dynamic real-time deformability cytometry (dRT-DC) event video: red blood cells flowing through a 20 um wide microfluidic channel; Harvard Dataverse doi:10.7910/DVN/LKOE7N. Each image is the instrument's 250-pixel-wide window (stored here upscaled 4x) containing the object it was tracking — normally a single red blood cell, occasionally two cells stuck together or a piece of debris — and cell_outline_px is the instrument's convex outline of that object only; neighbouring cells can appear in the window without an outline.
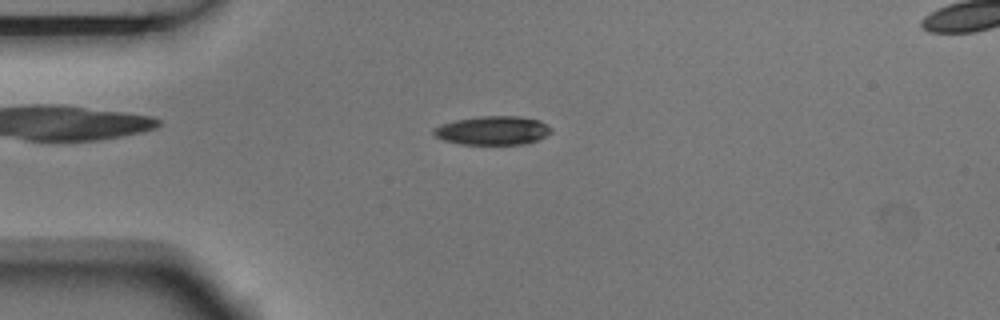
{"species": "Egyptian fruit bat (a non-hibernating species)", "species_latin": "Rousettus aegyptiacus", "temperature_condition": "room temperature", "stored_images_in_passage": 5, "camera_frame_rate_fps": 3000, "um_per_image_px": 0.085, "animal": {"sex": "male"}, "frame": {"image": 1, "passage_image": 3, "time_ms": 0.667, "image_size_px": [1000, 320], "cell_outline_px": [[552, 132], [536, 140], [524, 144], [460, 144], [444, 140], [436, 136], [432, 132], [432, 128], [440, 124], [456, 120], [480, 116], [520, 116], [540, 120], [552, 128]], "centroid_in_image_um": [41.87, 11.08], "position_along_channel_um": 43.1, "area_um2": 19.71}}
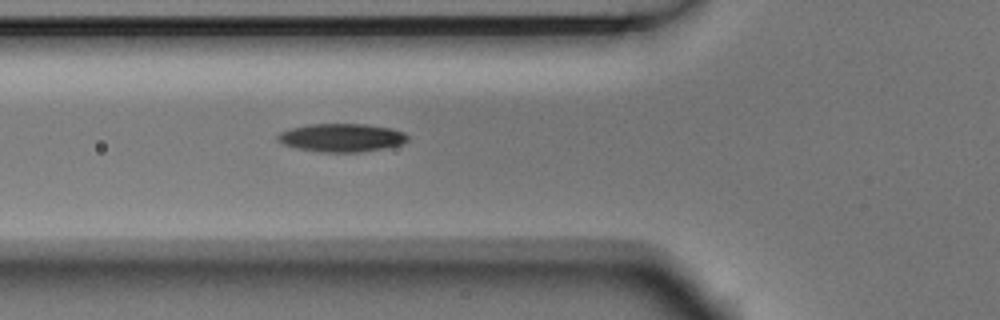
{"frame": {"image": 2, "passage_image": 5, "time_ms": 1.333, "image_size_px": [1000, 320], "cell_outline_px": [[408, 140], [400, 144], [384, 148], [360, 152], [320, 152], [296, 148], [284, 144], [276, 140], [276, 136], [280, 132], [292, 128], [308, 124], [368, 124], [392, 128], [404, 132], [408, 136]], "centroid_in_image_um": [29.03, 11.7], "position_along_channel_um": 96.8, "area_um2": 21.44}}